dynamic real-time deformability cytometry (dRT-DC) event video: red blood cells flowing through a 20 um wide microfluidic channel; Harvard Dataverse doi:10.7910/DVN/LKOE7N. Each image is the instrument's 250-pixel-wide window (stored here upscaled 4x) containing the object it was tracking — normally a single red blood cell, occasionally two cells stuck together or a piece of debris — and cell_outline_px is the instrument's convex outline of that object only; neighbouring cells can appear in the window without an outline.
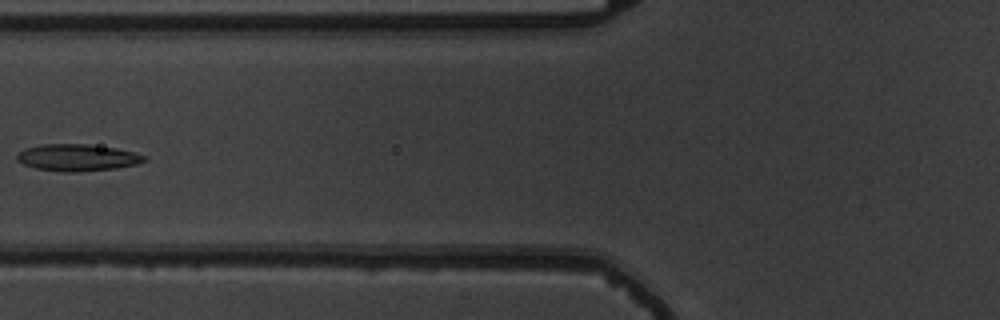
{"species": "common noctule bat (a hibernating species)", "species_latin": "Nyctalus noctula", "temperature_condition": "warm", "stored_images_in_passage": 8, "camera_frame_rate_fps": 3000, "um_per_image_px": 0.085, "animal": {"sex": "male", "body_mass_g": 19.5, "forearm_length_mm": 54.6}, "frame": {"image": 1, "passage_image": 7, "time_ms": 7.667, "image_size_px": [1000, 320], "cell_outline_px": [[148, 160], [136, 164], [116, 168], [72, 172], [64, 172], [36, 168], [24, 164], [16, 160], [16, 156], [24, 148], [40, 144], [88, 144], [116, 148], [136, 152], [144, 156]], "centroid_in_image_um": [6.57, 13.38], "position_along_channel_um": 119.2, "area_um2": 19.88}}
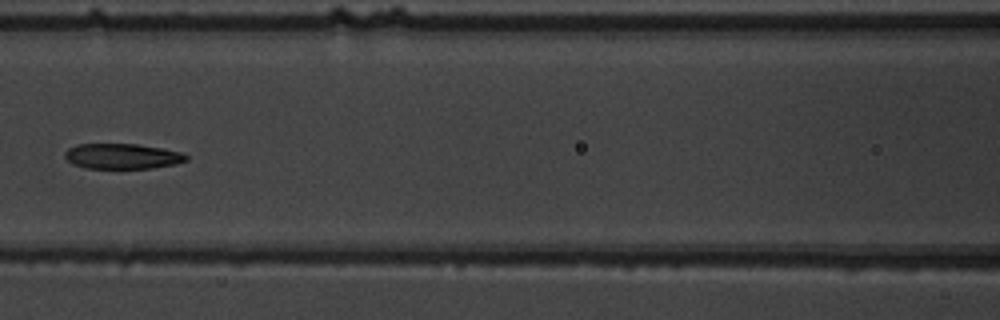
{"frame": {"image": 2, "passage_image": 8, "time_ms": 8.667, "image_size_px": [1000, 320], "cell_outline_px": [[188, 160], [176, 164], [152, 168], [88, 168], [72, 164], [64, 156], [64, 152], [68, 148], [76, 144], [136, 144], [160, 148], [180, 152], [188, 156]], "centroid_in_image_um": [10.37, 13.28], "position_along_channel_um": 156.2, "area_um2": 17.86}}